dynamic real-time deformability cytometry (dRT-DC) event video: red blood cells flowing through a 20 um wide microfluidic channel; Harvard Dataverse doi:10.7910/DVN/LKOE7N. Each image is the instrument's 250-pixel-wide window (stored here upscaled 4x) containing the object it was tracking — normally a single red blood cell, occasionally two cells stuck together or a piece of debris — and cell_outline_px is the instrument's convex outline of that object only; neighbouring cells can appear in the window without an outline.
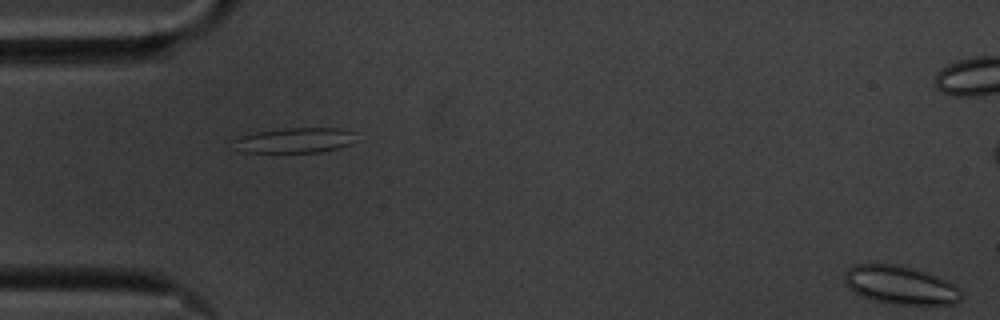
{"species": "common noctule bat (a hibernating species)", "species_latin": "Nyctalus noctula", "temperature_condition": "cold", "stored_images_in_passage": 10, "camera_frame_rate_fps": 3000, "um_per_image_px": 0.085, "animal": {"sex": "male", "body_mass_g": 20.1, "forearm_length_mm": 53.5}, "frame": {"image": 1, "passage_image": 1, "time_ms": 0.0, "image_size_px": [1000, 320], "cell_outline_px": [[960, 300], [952, 304], [892, 304], [872, 300], [860, 296], [848, 288], [844, 284], [844, 276], [848, 268], [856, 264], [876, 260], [900, 264], [924, 272], [944, 280], [952, 284], [960, 292]], "centroid_in_image_um": [76.39, 24.19], "position_along_channel_um": 8.6, "area_um2": 26.47}}